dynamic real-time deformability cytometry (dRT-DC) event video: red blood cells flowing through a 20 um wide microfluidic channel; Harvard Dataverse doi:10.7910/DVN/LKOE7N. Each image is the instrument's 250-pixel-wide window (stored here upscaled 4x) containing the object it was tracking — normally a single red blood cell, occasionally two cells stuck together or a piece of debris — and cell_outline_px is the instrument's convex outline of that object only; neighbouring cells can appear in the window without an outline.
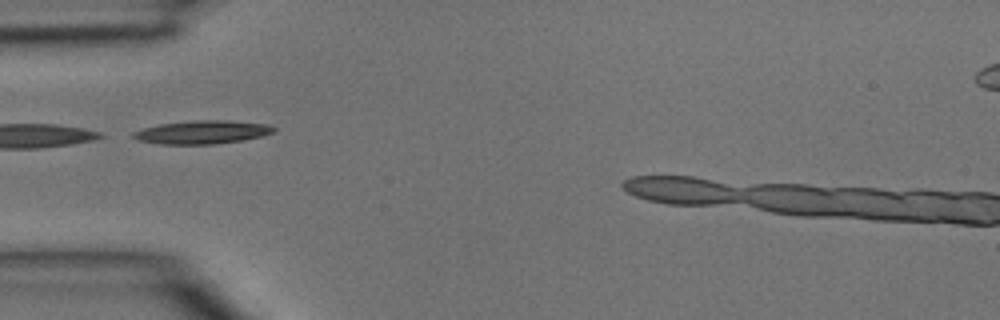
{"species": "common noctule bat (a hibernating species)", "species_latin": "Nyctalus noctula", "temperature_condition": "room temperature", "stored_images_in_passage": 2, "camera_frame_rate_fps": 3000, "um_per_image_px": 0.085, "animal": {"sex": "male", "body_mass_g": 15.6}, "frame": {"image": 1, "passage_image": 1, "time_ms": 0.0, "image_size_px": [1000, 320], "cell_outline_px": [[276, 132], [264, 136], [244, 140], [216, 144], [160, 144], [140, 140], [132, 136], [132, 132], [144, 128], [160, 124], [196, 120], [228, 120], [268, 124], [276, 128]], "centroid_in_image_um": [17.27, 11.23], "position_along_channel_um": 67.7, "area_um2": 19.19}}
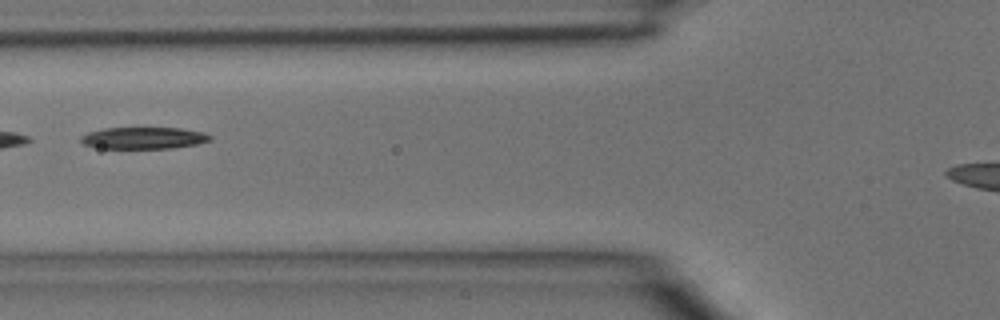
{"frame": {"image": 2, "passage_image": 2, "time_ms": 0.333, "image_size_px": [1000, 320], "cell_outline_px": [[212, 140], [196, 144], [172, 148], [100, 148], [84, 144], [80, 140], [80, 136], [88, 132], [104, 128], [180, 128], [204, 132], [212, 136]], "centroid_in_image_um": [12.22, 11.72], "position_along_channel_um": 113.6, "area_um2": 16.36}}